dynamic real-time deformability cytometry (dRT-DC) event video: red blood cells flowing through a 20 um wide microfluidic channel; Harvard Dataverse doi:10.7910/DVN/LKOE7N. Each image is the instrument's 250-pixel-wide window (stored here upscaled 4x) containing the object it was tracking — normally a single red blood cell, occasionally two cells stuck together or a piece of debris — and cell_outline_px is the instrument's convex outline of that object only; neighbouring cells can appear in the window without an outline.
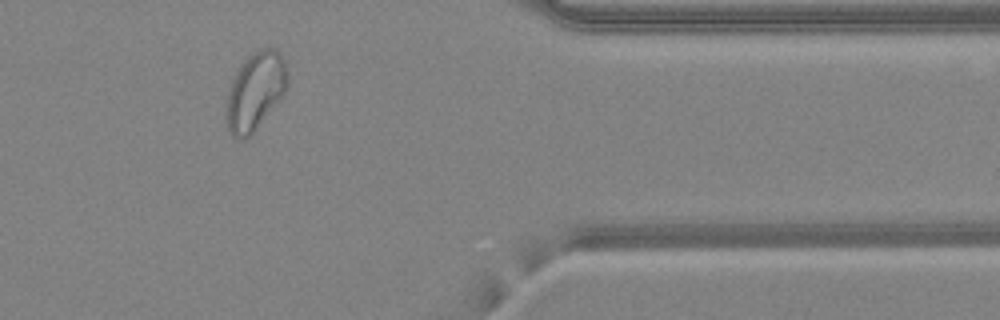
{"species": "common noctule bat (a hibernating species)", "species_latin": "Nyctalus noctula", "temperature_condition": "warm", "stored_images_in_passage": 37, "camera_frame_rate_fps": 3000, "um_per_image_px": 0.085, "animal": {"sex": "female", "body_mass_g": 24.6, "forearm_length_mm": 56.2}, "frame": {"image": 1, "passage_image": 31, "time_ms": 10.0, "image_size_px": [1000, 320], "cell_outline_px": [[288, 80], [284, 92], [256, 128], [244, 140], [240, 140], [232, 136], [228, 132], [224, 116], [228, 88], [236, 72], [244, 60], [256, 48], [276, 48], [280, 52], [284, 60], [288, 76]], "centroid_in_image_um": [21.65, 7.74], "position_along_channel_um": 389.8, "area_um2": 27.8}}